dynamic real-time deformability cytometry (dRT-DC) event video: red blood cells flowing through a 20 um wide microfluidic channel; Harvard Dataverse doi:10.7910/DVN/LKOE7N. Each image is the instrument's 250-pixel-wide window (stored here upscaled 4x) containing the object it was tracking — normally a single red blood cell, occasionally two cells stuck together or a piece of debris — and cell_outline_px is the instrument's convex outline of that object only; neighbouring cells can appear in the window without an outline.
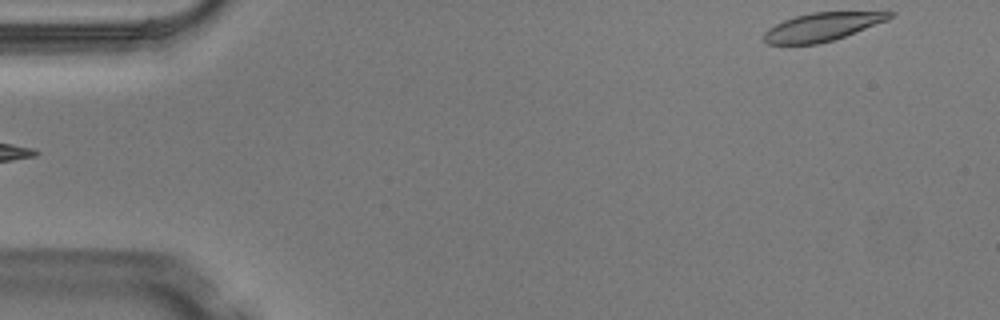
{"species": "Egyptian fruit bat (a non-hibernating species)", "species_latin": "Rousettus aegyptiacus", "temperature_condition": "warm", "stored_images_in_passage": 3, "segment_of_instrument_passage": [2, 2], "camera_frame_rate_fps": 3000, "um_per_image_px": 0.085, "animal": {"sex": "male"}, "frame": {"image": 1, "passage_image": 3, "time_ms": 0.667, "image_size_px": [1000, 320], "cell_outline_px": [[896, 12], [888, 20], [844, 36], [832, 40], [816, 44], [768, 44], [764, 40], [764, 32], [768, 28], [784, 20], [796, 16], [812, 12]], "centroid_in_image_um": [69.86, 2.28], "position_along_channel_um": 15.1, "area_um2": 20.35}}